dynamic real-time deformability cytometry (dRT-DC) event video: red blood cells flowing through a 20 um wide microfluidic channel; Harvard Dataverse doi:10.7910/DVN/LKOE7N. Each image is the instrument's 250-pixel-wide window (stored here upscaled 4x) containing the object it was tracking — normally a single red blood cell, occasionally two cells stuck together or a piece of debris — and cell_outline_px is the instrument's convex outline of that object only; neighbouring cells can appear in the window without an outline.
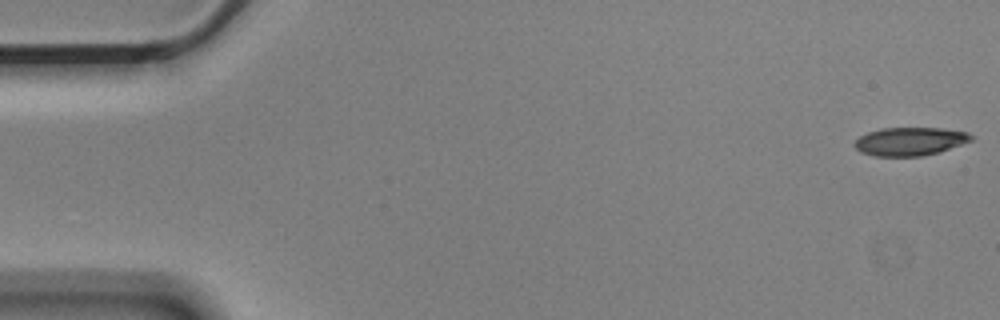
{"species": "Egyptian fruit bat (a non-hibernating species)", "species_latin": "Rousettus aegyptiacus", "temperature_condition": "cold", "stored_images_in_passage": 9, "camera_frame_rate_fps": 3000, "um_per_image_px": 0.085, "animal": {"sex": "male"}, "frame": {"image": 1, "passage_image": 1, "time_ms": 0.0, "image_size_px": [1000, 320], "cell_outline_px": [[972, 140], [936, 152], [920, 156], [876, 156], [860, 152], [852, 144], [860, 136], [868, 132], [880, 128], [940, 128], [968, 132], [972, 136]], "centroid_in_image_um": [77.29, 12.01], "position_along_channel_um": 7.7, "area_um2": 18.96}}
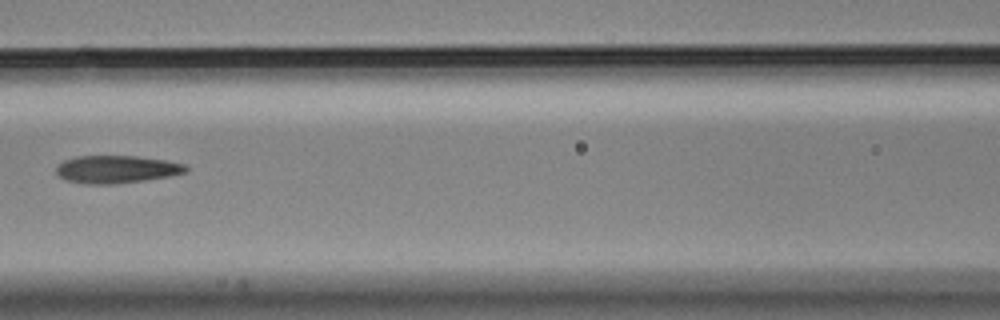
{"frame": {"image": 2, "passage_image": 7, "time_ms": 2.0, "image_size_px": [1000, 320], "cell_outline_px": [[188, 172], [168, 176], [144, 180], [112, 184], [84, 184], [64, 180], [56, 172], [56, 168], [64, 160], [76, 156], [136, 156], [164, 160], [184, 164], [188, 168]], "centroid_in_image_um": [9.88, 14.39], "position_along_channel_um": 156.7, "area_um2": 20.81}}
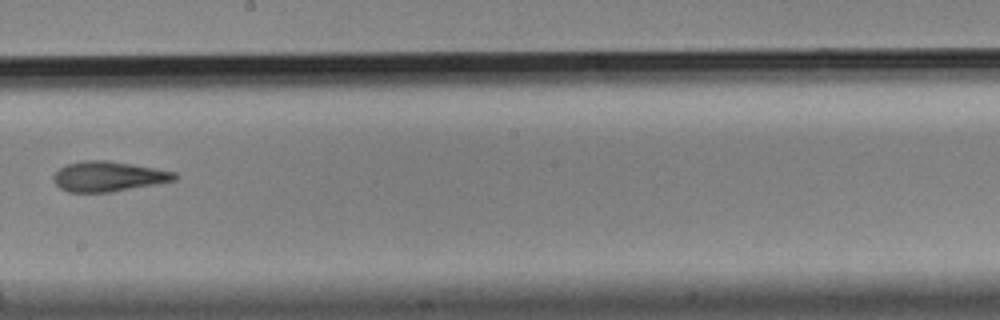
{"frame": {"image": 3, "passage_image": 9, "time_ms": 2.667, "image_size_px": [1000, 320], "cell_outline_px": [[180, 176], [176, 180], [156, 184], [112, 192], [68, 192], [60, 188], [52, 180], [52, 176], [64, 164], [84, 160], [108, 160], [132, 164], [176, 172]], "centroid_in_image_um": [9.2, 14.99], "position_along_channel_um": 239.0, "area_um2": 21.44}}